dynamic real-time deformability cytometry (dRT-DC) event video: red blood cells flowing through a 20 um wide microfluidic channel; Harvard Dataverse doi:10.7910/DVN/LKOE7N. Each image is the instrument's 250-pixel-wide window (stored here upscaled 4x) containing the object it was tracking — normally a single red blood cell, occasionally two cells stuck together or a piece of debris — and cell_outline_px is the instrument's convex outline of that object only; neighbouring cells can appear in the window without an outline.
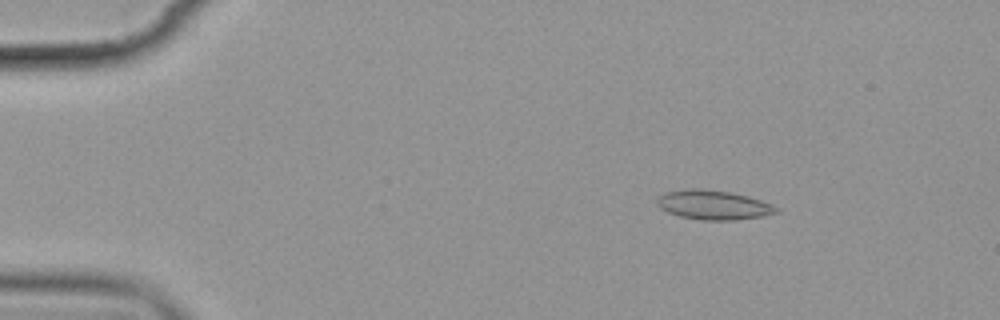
{"species": "common noctule bat (a hibernating species)", "species_latin": "Nyctalus noctula", "temperature_condition": "cold", "stored_images_in_passage": 3, "camera_frame_rate_fps": 3000, "um_per_image_px": 0.085, "animal": {"sex": "female", "body_mass_g": 19.9}, "frame": {"image": 1, "passage_image": 1, "time_ms": 0.0, "image_size_px": [1000, 320], "cell_outline_px": [[780, 212], [764, 216], [736, 220], [700, 220], [680, 216], [668, 212], [660, 208], [656, 204], [656, 200], [660, 196], [668, 192], [688, 188], [700, 188], [728, 192], [760, 200], [772, 204], [780, 208]], "centroid_in_image_um": [60.66, 17.43], "position_along_channel_um": 24.3, "area_um2": 20.35}}
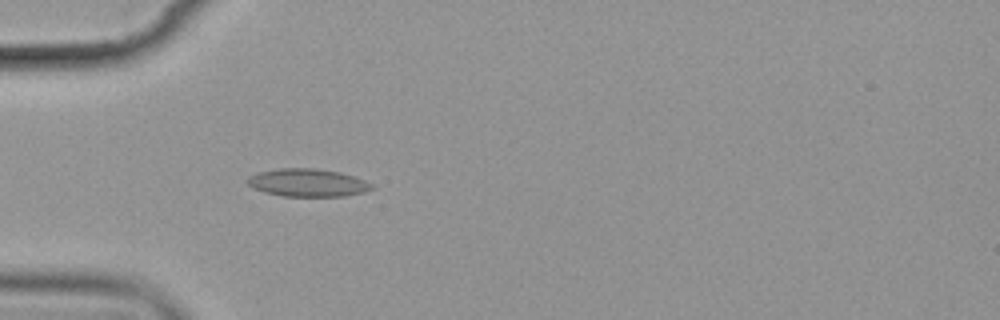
{"frame": {"image": 2, "passage_image": 3, "time_ms": 3.0, "image_size_px": [1000, 320], "cell_outline_px": [[376, 188], [364, 192], [344, 196], [284, 196], [264, 192], [252, 188], [244, 180], [248, 176], [260, 172], [280, 168], [316, 168], [340, 172], [364, 180], [372, 184]], "centroid_in_image_um": [26.13, 15.53], "position_along_channel_um": 58.9, "area_um2": 20.23}}